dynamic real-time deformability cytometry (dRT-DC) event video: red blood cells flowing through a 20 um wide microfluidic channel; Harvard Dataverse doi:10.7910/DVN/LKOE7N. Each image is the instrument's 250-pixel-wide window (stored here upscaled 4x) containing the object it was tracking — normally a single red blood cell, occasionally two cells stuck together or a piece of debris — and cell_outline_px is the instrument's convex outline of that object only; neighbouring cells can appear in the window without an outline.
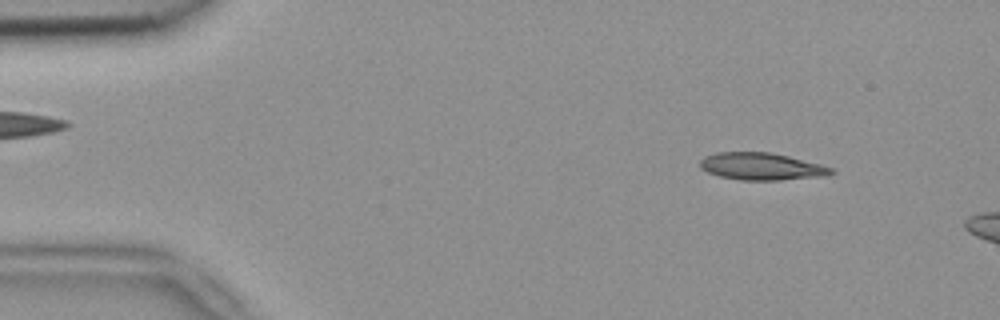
{"species": "common noctule bat (a hibernating species)", "species_latin": "Nyctalus noctula", "temperature_condition": "room temperature", "stored_images_in_passage": 4, "camera_frame_rate_fps": 3000, "um_per_image_px": 0.085, "animal": {"sex": "female", "body_mass_g": 18.4}, "frame": {"image": 1, "passage_image": 1, "time_ms": 0.0, "image_size_px": [1000, 320], "cell_outline_px": [[836, 172], [828, 176], [780, 180], [740, 180], [720, 176], [708, 172], [700, 168], [700, 160], [704, 156], [716, 152], [772, 152], [820, 164], [832, 168]], "centroid_in_image_um": [64.74, 14.15], "position_along_channel_um": 20.3, "area_um2": 20.92}}